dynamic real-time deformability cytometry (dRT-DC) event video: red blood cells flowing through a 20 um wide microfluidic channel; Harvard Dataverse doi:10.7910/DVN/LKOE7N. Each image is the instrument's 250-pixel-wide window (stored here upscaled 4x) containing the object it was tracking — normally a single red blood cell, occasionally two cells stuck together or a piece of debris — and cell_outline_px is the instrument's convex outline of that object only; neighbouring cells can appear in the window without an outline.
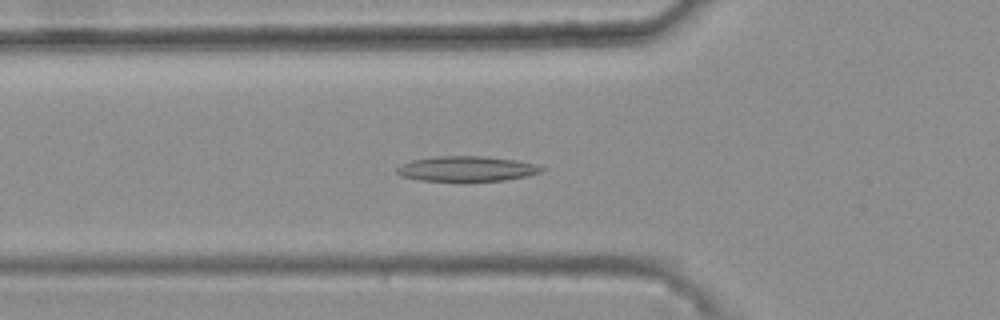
{"species": "common noctule bat (a hibernating species)", "species_latin": "Nyctalus noctula", "temperature_condition": "warm", "stored_images_in_passage": 46, "camera_frame_rate_fps": 3000, "um_per_image_px": 0.085, "animal": {"sex": "female", "body_mass_g": 25.1}, "frame": {"image": 1, "passage_image": 18, "time_ms": 5.667, "image_size_px": [1000, 320], "cell_outline_px": [[544, 172], [528, 176], [504, 180], [468, 184], [460, 184], [416, 180], [400, 176], [396, 172], [396, 168], [400, 164], [412, 160], [436, 156], [484, 156], [516, 160], [536, 164], [544, 168]], "centroid_in_image_um": [39.64, 14.4], "position_along_channel_um": 86.2, "area_um2": 22.54}}
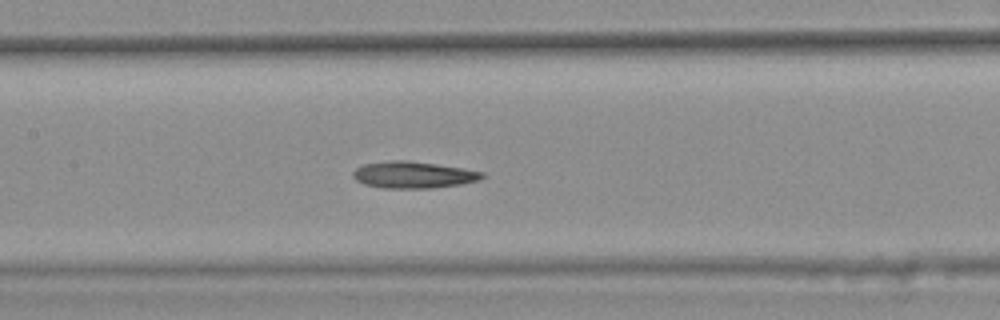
{"frame": {"image": 2, "passage_image": 25, "time_ms": 8.0, "image_size_px": [1000, 320], "cell_outline_px": [[484, 176], [480, 180], [460, 184], [432, 188], [384, 188], [364, 184], [356, 180], [352, 176], [352, 172], [356, 168], [364, 164], [392, 160], [408, 160], [436, 164], [484, 172]], "centroid_in_image_um": [35.11, 14.86], "position_along_channel_um": 172.3, "area_um2": 20.0}}
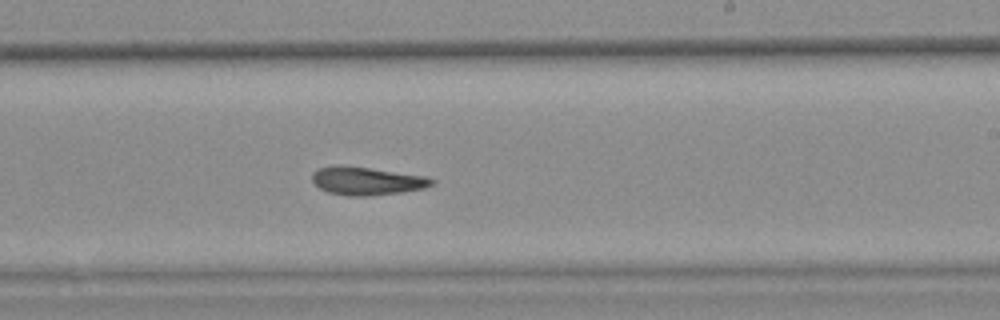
{"frame": {"image": 3, "passage_image": 32, "time_ms": 10.333, "image_size_px": [1000, 320], "cell_outline_px": [[436, 180], [432, 184], [424, 188], [400, 192], [368, 196], [348, 196], [328, 192], [320, 188], [312, 180], [312, 172], [320, 168], [368, 168], [424, 176]], "centroid_in_image_um": [31.21, 15.42], "position_along_channel_um": 257.8, "area_um2": 18.67}, "authors_computed_cell_mechanics": {"area_um2": 20.1433, "velocity_mm_per_s": 3.6798, "shape_relaxation_time_tau1_ms": null, "shape_relaxation_time_tau2_ms": 5.089, "deformation_change_tau1": null, "deformation_change_tau2": 0.1352}}